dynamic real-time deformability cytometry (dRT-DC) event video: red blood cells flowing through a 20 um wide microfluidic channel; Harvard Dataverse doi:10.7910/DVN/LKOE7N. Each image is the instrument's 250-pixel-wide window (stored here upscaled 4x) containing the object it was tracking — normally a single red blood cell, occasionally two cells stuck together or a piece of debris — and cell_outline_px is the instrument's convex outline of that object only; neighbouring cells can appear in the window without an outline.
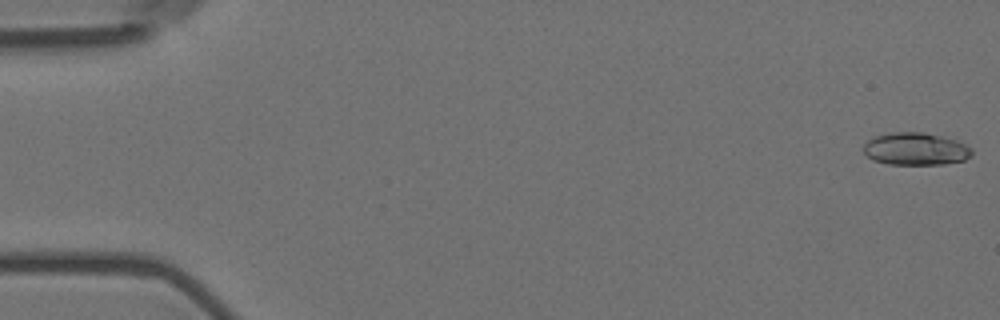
{"species": "Egyptian fruit bat (a non-hibernating species)", "species_latin": "Rousettus aegyptiacus", "temperature_condition": "room temperature", "stored_images_in_passage": 57, "camera_frame_rate_fps": 3000, "um_per_image_px": 0.085, "animal": {"sex": "female"}, "frame": {"image": 1, "passage_image": 1, "time_ms": 0.0, "image_size_px": [1000, 320], "cell_outline_px": [[972, 156], [964, 160], [944, 164], [888, 164], [872, 160], [864, 152], [864, 144], [872, 136], [888, 132], [924, 132], [956, 140], [972, 148]], "centroid_in_image_um": [77.81, 12.65], "position_along_channel_um": 7.2, "area_um2": 20.63}}
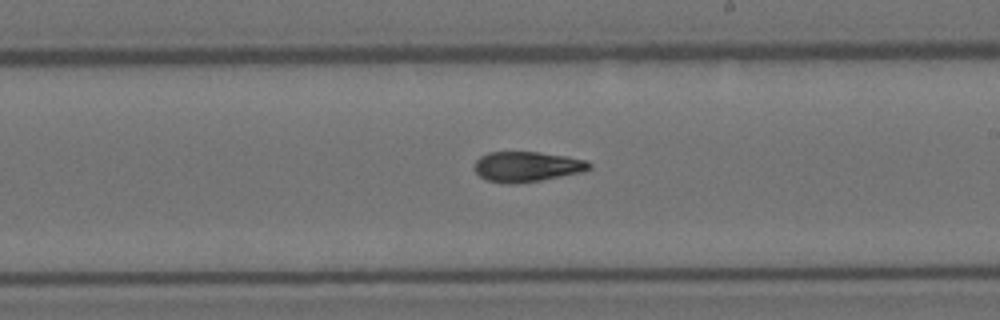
{"frame": {"image": 2, "passage_image": 33, "time_ms": 10.667, "image_size_px": [1000, 320], "cell_outline_px": [[592, 168], [580, 172], [540, 180], [516, 184], [504, 184], [488, 180], [480, 176], [472, 168], [476, 160], [480, 156], [488, 152], [540, 152], [568, 156], [588, 160], [592, 164]], "centroid_in_image_um": [44.78, 14.16], "position_along_channel_um": 244.2, "area_um2": 20.4}}
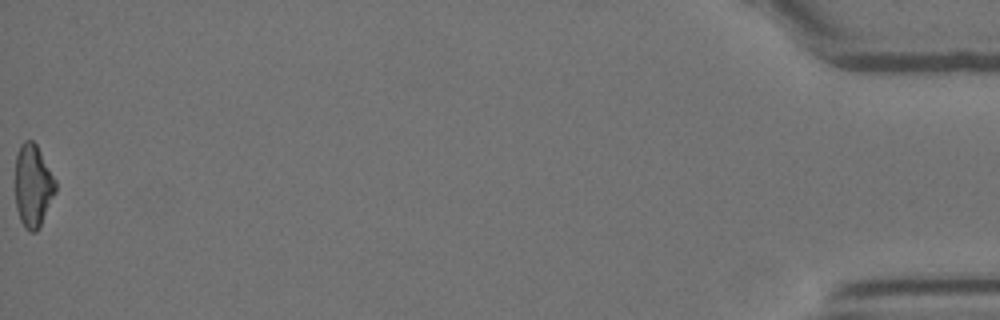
{"frame": {"image": 3, "passage_image": 57, "time_ms": 18.667, "image_size_px": [1000, 320], "cell_outline_px": [[56, 192], [36, 232], [28, 232], [24, 228], [20, 220], [16, 208], [16, 156], [20, 144], [24, 140], [32, 140], [36, 144], [56, 180]], "centroid_in_image_um": [2.8, 15.79], "position_along_channel_um": 432.4, "area_um2": 19.31}, "authors_computed_cell_mechanics": {"area_um2": 20.3456, "velocity_mm_per_s": 3.6068, "shape_relaxation_time_tau1_ms": null, "shape_relaxation_time_tau2_ms": 2.6599, "deformation_change_tau1": null, "deformation_change_tau2": 0.1068}}